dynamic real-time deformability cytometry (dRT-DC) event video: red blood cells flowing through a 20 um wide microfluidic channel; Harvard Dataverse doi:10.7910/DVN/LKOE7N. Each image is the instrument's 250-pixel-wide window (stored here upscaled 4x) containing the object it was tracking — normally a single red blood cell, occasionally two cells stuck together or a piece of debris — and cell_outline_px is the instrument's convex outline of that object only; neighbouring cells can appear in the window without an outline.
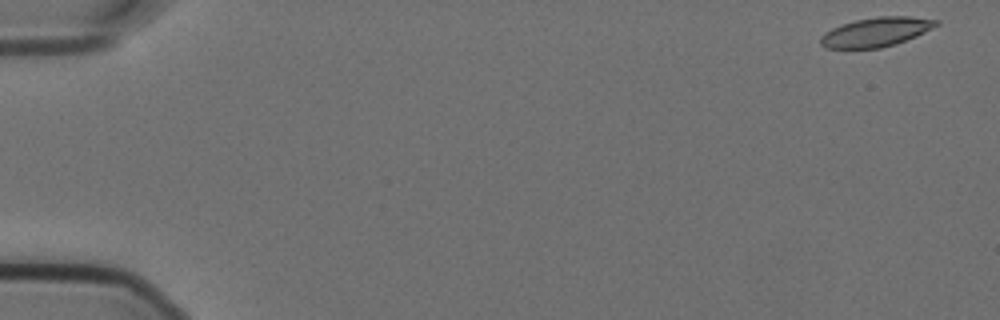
{"species": "Egyptian fruit bat (a non-hibernating species)", "species_latin": "Rousettus aegyptiacus", "temperature_condition": "cold", "stored_images_in_passage": 56, "camera_frame_rate_fps": 3000, "um_per_image_px": 0.085, "animal": {"sex": "female"}, "frame": {"image": 1, "passage_image": 1, "time_ms": 0.0, "image_size_px": [1000, 320], "cell_outline_px": [[940, 24], [916, 36], [880, 48], [824, 48], [820, 44], [820, 36], [824, 32], [832, 28], [856, 20], [880, 16], [908, 16], [940, 20]], "centroid_in_image_um": [74.45, 2.71], "position_along_channel_um": 10.5, "area_um2": 19.48}}
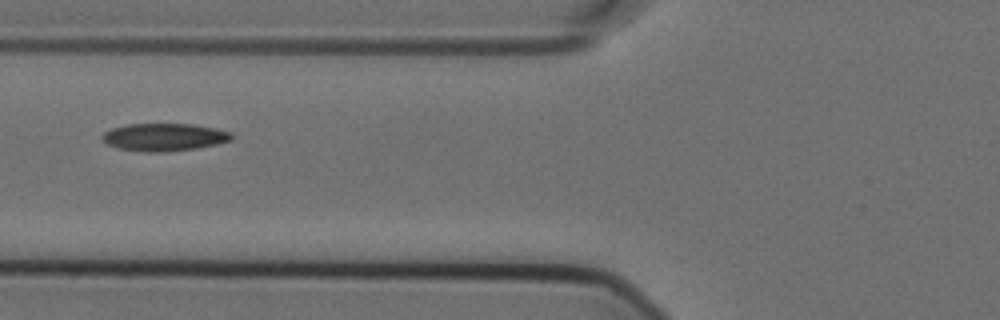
{"frame": {"image": 2, "passage_image": 22, "time_ms": 7.0, "image_size_px": [1000, 320], "cell_outline_px": [[232, 140], [216, 144], [196, 148], [164, 152], [144, 152], [116, 148], [100, 140], [100, 136], [104, 132], [112, 128], [128, 124], [192, 124], [216, 128], [232, 132]], "centroid_in_image_um": [13.92, 11.66], "position_along_channel_um": 111.9, "area_um2": 20.98}}
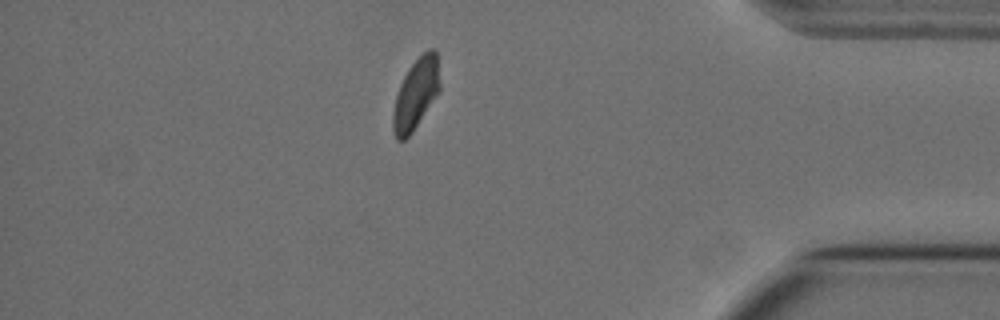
{"frame": {"image": 3, "passage_image": 49, "time_ms": 16.0, "image_size_px": [1000, 320], "cell_outline_px": [[440, 92], [412, 132], [404, 140], [396, 140], [392, 128], [392, 112], [396, 96], [400, 84], [408, 68], [428, 48], [436, 48], [440, 84]], "centroid_in_image_um": [35.35, 7.99], "position_along_channel_um": 399.8, "area_um2": 19.42}, "authors_computed_cell_mechanics": {"area_um2": 20.4034, "velocity_mm_per_s": 3.5508, "shape_relaxation_time_tau1_ms": null, "shape_relaxation_time_tau2_ms": 3.9985, "deformation_change_tau1": null, "deformation_change_tau2": 0.0708}}